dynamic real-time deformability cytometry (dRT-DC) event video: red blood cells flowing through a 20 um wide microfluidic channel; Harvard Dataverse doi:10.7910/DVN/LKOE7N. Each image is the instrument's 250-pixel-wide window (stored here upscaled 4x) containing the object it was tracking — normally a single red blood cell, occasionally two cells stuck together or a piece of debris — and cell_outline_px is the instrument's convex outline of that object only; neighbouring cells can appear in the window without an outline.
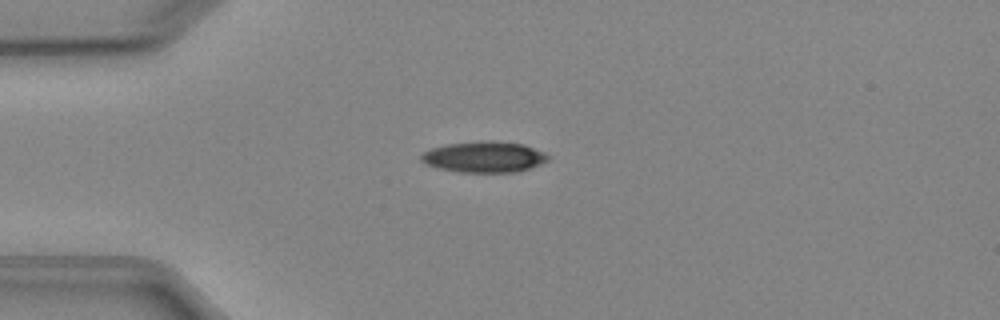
{"species": "Egyptian fruit bat (a non-hibernating species)", "species_latin": "Rousettus aegyptiacus", "temperature_condition": "cold", "stored_images_in_passage": 5, "camera_frame_rate_fps": 3000, "um_per_image_px": 0.085, "animal": {"sex": "female"}, "frame": {"image": 1, "passage_image": 3, "time_ms": 3.0, "image_size_px": [1000, 320], "cell_outline_px": [[548, 160], [540, 164], [528, 168], [512, 172], [460, 172], [436, 168], [424, 164], [420, 160], [420, 156], [424, 152], [432, 148], [448, 144], [480, 140], [492, 140], [524, 144], [544, 152], [548, 156]], "centroid_in_image_um": [41.11, 13.33], "position_along_channel_um": 43.9, "area_um2": 22.95}}